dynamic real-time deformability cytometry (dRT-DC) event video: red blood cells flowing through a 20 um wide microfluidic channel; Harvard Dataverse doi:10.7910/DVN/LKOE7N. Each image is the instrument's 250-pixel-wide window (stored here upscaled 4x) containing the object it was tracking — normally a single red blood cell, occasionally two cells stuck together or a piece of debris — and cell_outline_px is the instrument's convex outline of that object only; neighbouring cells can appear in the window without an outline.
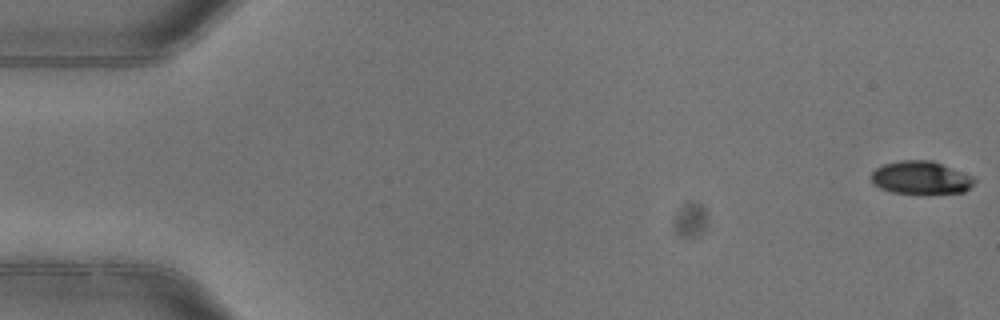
{"species": "common noctule bat (a hibernating species)", "species_latin": "Nyctalus noctula", "temperature_condition": "warm", "stored_images_in_passage": 6, "camera_frame_rate_fps": 3000, "um_per_image_px": 0.085, "animal": {"sex": "female"}, "frame": {"image": 1, "passage_image": 1, "time_ms": 0.0, "image_size_px": [1000, 320], "cell_outline_px": [[976, 180], [964, 192], [892, 192], [880, 188], [872, 184], [868, 176], [876, 168], [884, 164], [900, 160], [932, 160], [972, 176]], "centroid_in_image_um": [78.2, 15.07], "position_along_channel_um": 6.8, "area_um2": 19.48}}